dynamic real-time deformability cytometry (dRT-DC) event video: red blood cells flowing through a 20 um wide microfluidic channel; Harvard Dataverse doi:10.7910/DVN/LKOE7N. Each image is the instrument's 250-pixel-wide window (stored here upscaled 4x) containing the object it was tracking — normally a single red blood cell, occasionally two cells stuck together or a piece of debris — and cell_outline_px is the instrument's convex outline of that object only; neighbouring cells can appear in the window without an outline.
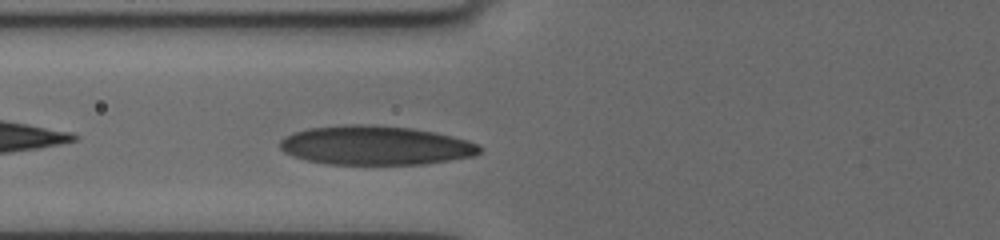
{"species": "human", "species_latin": "Homo sapiens", "temperature_condition": "cold", "stored_images_in_passage": 3, "camera_frame_rate_fps": 3000, "um_per_image_px": 0.085, "donor": {"sex": "female"}, "frame": {"image": 1, "passage_image": 3, "time_ms": 2.0, "image_size_px": [1000, 240], "cell_outline_px": [[484, 148], [476, 156], [424, 164], [328, 164], [304, 160], [292, 156], [284, 152], [280, 148], [280, 140], [284, 136], [308, 128], [348, 124], [360, 124], [412, 128], [436, 132], [468, 140], [480, 144]], "centroid_in_image_um": [31.94, 12.36], "position_along_channel_um": 93.9, "area_um2": 45.78}}